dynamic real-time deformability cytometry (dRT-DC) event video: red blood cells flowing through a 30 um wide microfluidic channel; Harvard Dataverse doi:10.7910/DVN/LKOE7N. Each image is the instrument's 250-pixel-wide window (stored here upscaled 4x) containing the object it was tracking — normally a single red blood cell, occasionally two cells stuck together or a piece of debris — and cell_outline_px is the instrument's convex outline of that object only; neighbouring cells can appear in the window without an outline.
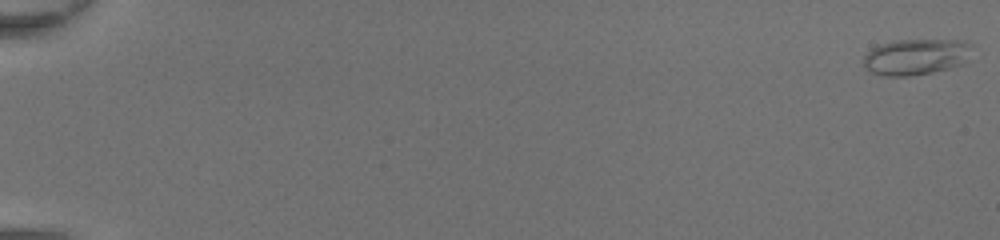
{"species": "common noctule bat (a hibernating species)", "species_latin": "Nyctalus noctula", "temperature_condition": "room temperature", "stored_images_in_passage": 49, "camera_frame_rate_fps": 3000, "um_per_image_px": 0.085, "animal": {"sex": "female", "body_mass_g": 20.0, "forearm_length_mm": 54.0}, "frame": {"image": 1, "passage_image": 1, "time_ms": 0.0, "image_size_px": [1000, 240], "cell_outline_px": [[972, 44], [964, 64], [932, 72], [908, 76], [884, 76], [872, 72], [864, 64], [864, 56], [872, 48], [880, 44], [896, 40], [960, 40]], "centroid_in_image_um": [77.85, 4.82], "position_along_channel_um": 7.1, "area_um2": 22.54}}
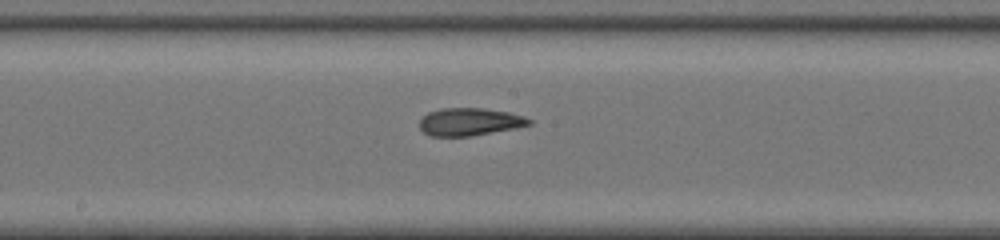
{"frame": {"image": 2, "passage_image": 29, "time_ms": 9.333, "image_size_px": [1000, 240], "cell_outline_px": [[532, 124], [516, 128], [472, 136], [432, 136], [424, 132], [420, 128], [420, 120], [428, 112], [440, 108], [484, 108], [508, 112], [524, 116], [532, 120]], "centroid_in_image_um": [39.94, 10.35], "position_along_channel_um": 208.3, "area_um2": 17.69}}
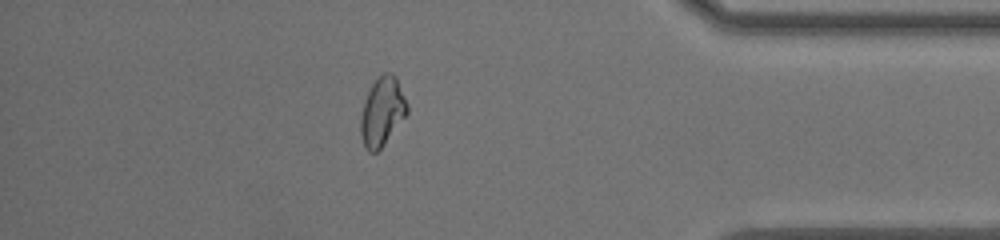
{"frame": {"image": 3, "passage_image": 44, "time_ms": 14.333, "image_size_px": [1000, 240], "cell_outline_px": [[408, 112], [380, 148], [376, 152], [368, 152], [364, 144], [360, 132], [360, 116], [364, 100], [372, 84], [384, 72], [392, 72], [396, 76], [408, 104]], "centroid_in_image_um": [32.48, 9.45], "position_along_channel_um": 402.7, "area_um2": 18.38}, "authors_computed_cell_mechanics": {"area_um2": 18.496, "velocity_mm_per_s": 4.4285, "shape_relaxation_time_tau1_ms": 6.6306, "shape_relaxation_time_tau2_ms": 1.601, "deformation_change_tau1": 0.2029, "deformation_change_tau2": 0.0806}}